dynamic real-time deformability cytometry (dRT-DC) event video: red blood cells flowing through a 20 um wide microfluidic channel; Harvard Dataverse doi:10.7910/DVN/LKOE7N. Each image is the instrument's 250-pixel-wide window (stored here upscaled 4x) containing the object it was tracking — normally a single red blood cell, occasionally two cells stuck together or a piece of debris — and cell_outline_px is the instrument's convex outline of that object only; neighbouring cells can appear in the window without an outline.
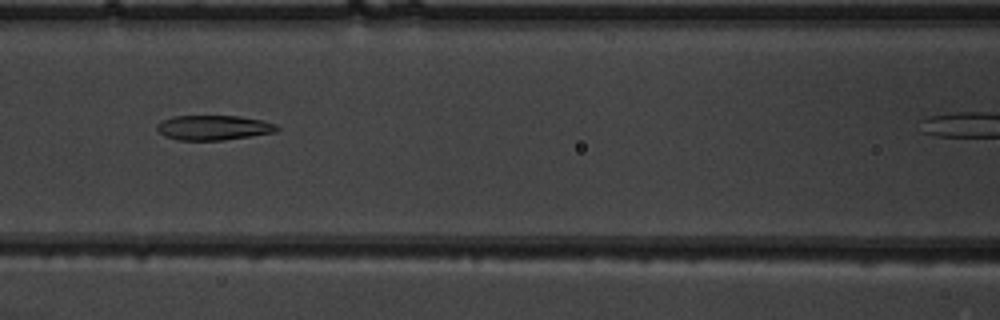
{"species": "common noctule bat (a hibernating species)", "species_latin": "Nyctalus noctula", "temperature_condition": "warm", "stored_images_in_passage": 33, "camera_frame_rate_fps": 3000, "um_per_image_px": 0.085, "animal": {"sex": "male", "body_mass_g": 19.5, "forearm_length_mm": 54.6}, "frame": {"image": 1, "passage_image": 14, "time_ms": 4.333, "image_size_px": [1000, 320], "cell_outline_px": [[280, 128], [276, 132], [224, 140], [180, 140], [164, 136], [156, 128], [156, 124], [160, 120], [172, 116], [240, 116], [260, 120], [276, 124]], "centroid_in_image_um": [18.12, 10.84], "position_along_channel_um": 148.5, "area_um2": 17.4}}
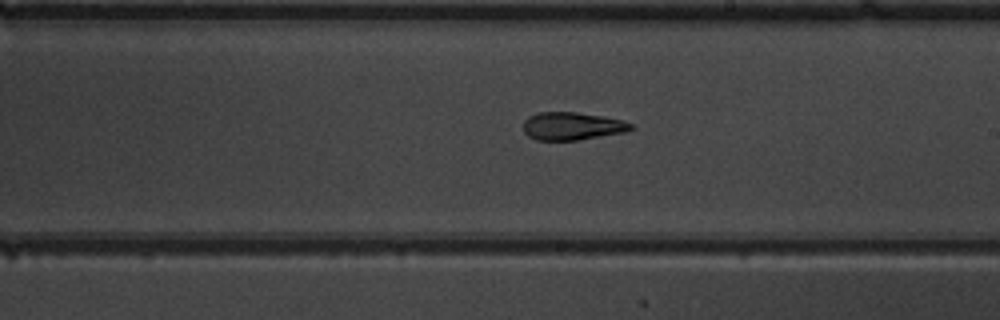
{"frame": {"image": 2, "passage_image": 21, "time_ms": 6.667, "image_size_px": [1000, 320], "cell_outline_px": [[636, 128], [624, 132], [576, 140], [536, 140], [528, 136], [524, 132], [524, 120], [528, 116], [536, 112], [576, 112], [604, 116], [624, 120], [636, 124]], "centroid_in_image_um": [48.66, 10.7], "position_along_channel_um": 240.3, "area_um2": 17.69}}
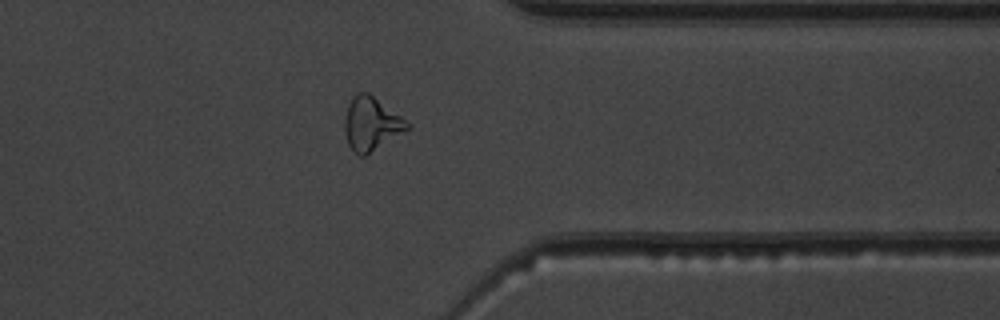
{"frame": {"image": 3, "passage_image": 32, "time_ms": 10.333, "image_size_px": [1000, 320], "cell_outline_px": [[412, 124], [408, 128], [364, 156], [360, 156], [348, 144], [344, 132], [344, 120], [348, 104], [352, 96], [360, 92], [368, 92]], "centroid_in_image_um": [31.52, 10.49], "position_along_channel_um": 379.9, "area_um2": 19.07}}